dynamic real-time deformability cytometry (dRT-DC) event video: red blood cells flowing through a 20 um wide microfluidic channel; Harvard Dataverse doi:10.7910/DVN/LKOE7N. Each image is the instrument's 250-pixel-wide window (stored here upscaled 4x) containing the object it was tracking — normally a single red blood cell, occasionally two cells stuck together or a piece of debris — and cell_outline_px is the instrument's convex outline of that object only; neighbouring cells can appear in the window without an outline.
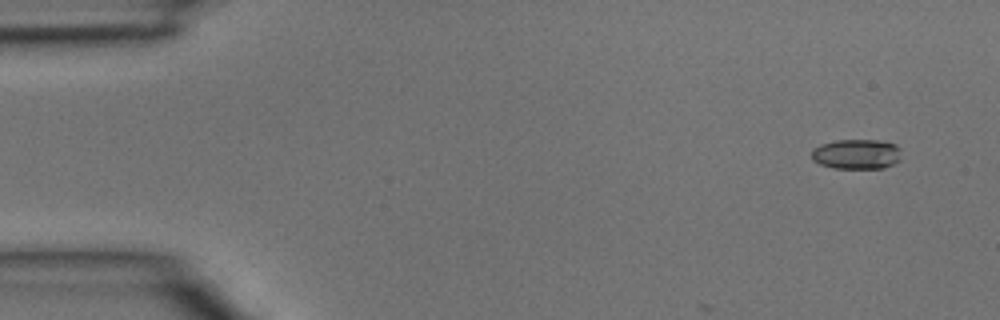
{"species": "common noctule bat (a hibernating species)", "species_latin": "Nyctalus noctula", "temperature_condition": "room temperature", "stored_images_in_passage": 3, "segment_of_instrument_passage": [2, 2], "camera_frame_rate_fps": 3000, "um_per_image_px": 0.085, "animal": {"sex": "male", "body_mass_g": 15.6}, "frame": {"image": 1, "passage_image": 3, "time_ms": 0.667, "image_size_px": [1000, 320], "cell_outline_px": [[900, 160], [884, 168], [832, 168], [820, 164], [812, 160], [812, 148], [820, 144], [836, 140], [876, 140], [896, 144], [900, 148]], "centroid_in_image_um": [72.79, 13.1], "position_along_channel_um": 12.2, "area_um2": 15.78}}